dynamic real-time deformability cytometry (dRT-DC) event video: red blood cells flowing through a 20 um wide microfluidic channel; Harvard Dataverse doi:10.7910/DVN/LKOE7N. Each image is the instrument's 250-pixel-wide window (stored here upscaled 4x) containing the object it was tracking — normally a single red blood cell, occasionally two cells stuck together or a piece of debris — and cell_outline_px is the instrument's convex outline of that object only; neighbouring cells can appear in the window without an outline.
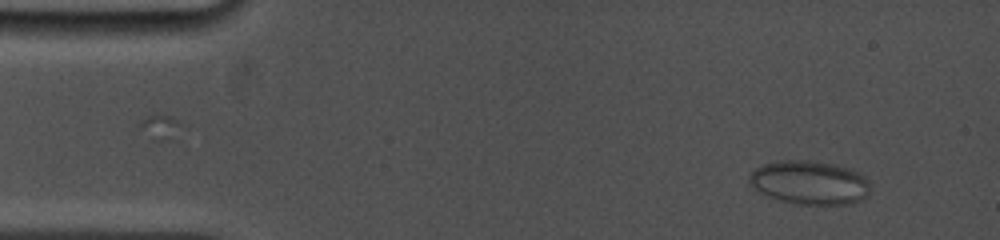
{"species": "common noctule bat (a hibernating species)", "species_latin": "Nyctalus noctula", "temperature_condition": "cold", "stored_images_in_passage": 10, "camera_frame_rate_fps": 5000, "um_per_image_px": 0.085, "animal": {"sex": "female", "body_mass_g": 19.0, "forearm_length_mm": 53.3}, "frame": {"image": 1, "passage_image": 1, "time_ms": 0.0, "image_size_px": [1000, 240], "cell_outline_px": [[868, 192], [860, 200], [848, 204], [792, 204], [768, 196], [760, 192], [748, 180], [748, 176], [756, 168], [764, 164], [780, 160], [804, 160], [832, 164], [848, 168], [864, 176], [868, 180]], "centroid_in_image_um": [68.78, 15.52], "position_along_channel_um": 16.2, "area_um2": 30.4}}
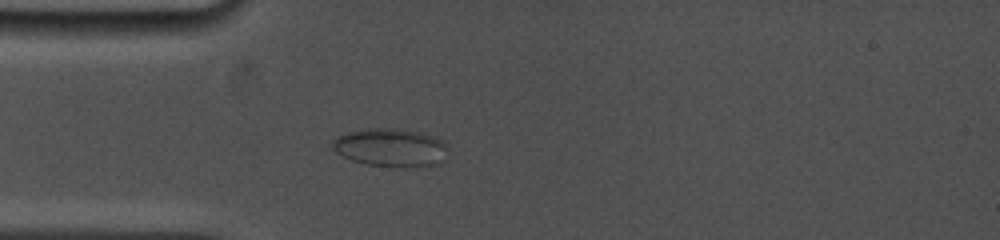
{"frame": {"image": 2, "passage_image": 7, "time_ms": 3.2, "image_size_px": [1000, 240], "cell_outline_px": [[448, 148], [444, 160], [440, 164], [368, 164], [352, 160], [336, 152], [332, 148], [332, 140], [348, 132], [372, 128], [392, 128], [420, 132], [432, 136], [448, 144]], "centroid_in_image_um": [33.2, 12.49], "position_along_channel_um": 51.8, "area_um2": 24.68}}
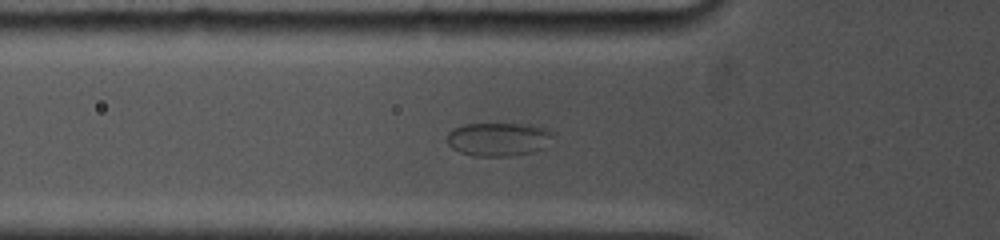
{"frame": {"image": 3, "passage_image": 9, "time_ms": 4.2, "image_size_px": [1000, 240], "cell_outline_px": [[552, 136], [544, 148], [532, 152], [508, 156], [476, 156], [460, 152], [452, 148], [444, 140], [448, 132], [452, 128], [464, 124], [532, 124], [544, 128], [552, 132]], "centroid_in_image_um": [42.31, 11.83], "position_along_channel_um": 83.5, "area_um2": 20.81}}